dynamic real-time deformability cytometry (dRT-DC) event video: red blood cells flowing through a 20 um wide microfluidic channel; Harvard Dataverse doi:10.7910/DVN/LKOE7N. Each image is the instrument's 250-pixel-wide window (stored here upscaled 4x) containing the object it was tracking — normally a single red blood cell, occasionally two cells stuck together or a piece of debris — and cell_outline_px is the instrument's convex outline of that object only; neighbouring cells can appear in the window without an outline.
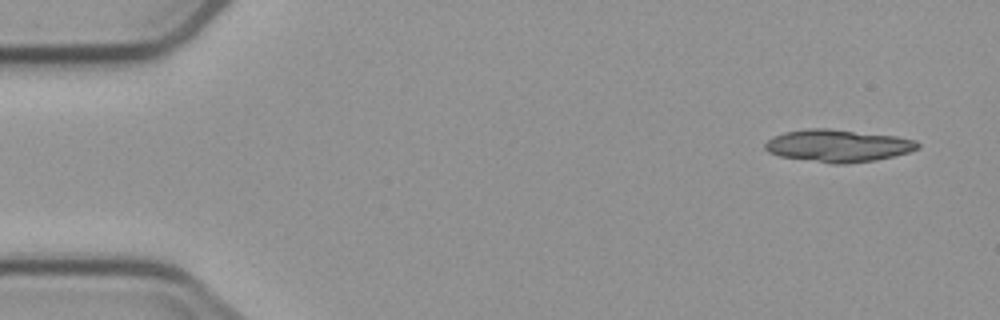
{"species": "common noctule bat (a hibernating species)", "species_latin": "Nyctalus noctula", "temperature_condition": "cold", "stored_images_in_passage": 4, "segment_of_instrument_passage": [1, 2], "camera_frame_rate_fps": 3000, "um_per_image_px": 0.085, "animal": {"sex": "male", "body_mass_g": 23.1, "forearm_length_mm": 52.7}, "frame": {"image": 1, "passage_image": 1, "time_ms": 0.0, "image_size_px": [1000, 320], "cell_outline_px": [[920, 148], [908, 152], [876, 160], [844, 164], [832, 164], [780, 156], [768, 152], [764, 148], [764, 144], [772, 136], [784, 132], [804, 128], [828, 128], [896, 136], [916, 140], [920, 144]], "centroid_in_image_um": [71.2, 12.38], "position_along_channel_um": 13.8, "area_um2": 28.96}}